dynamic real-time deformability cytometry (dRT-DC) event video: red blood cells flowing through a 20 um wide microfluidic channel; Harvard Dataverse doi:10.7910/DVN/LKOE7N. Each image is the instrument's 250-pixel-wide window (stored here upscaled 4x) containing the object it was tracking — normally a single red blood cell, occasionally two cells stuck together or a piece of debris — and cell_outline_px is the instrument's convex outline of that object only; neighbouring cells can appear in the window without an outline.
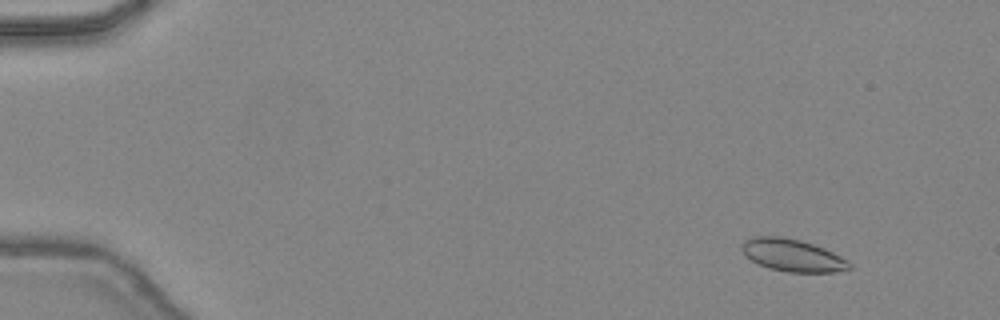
{"species": "common noctule bat (a hibernating species)", "species_latin": "Nyctalus noctula", "temperature_condition": "warm", "stored_images_in_passage": 48, "camera_frame_rate_fps": 3000, "um_per_image_px": 0.085, "animal": {"sex": "female", "body_mass_g": 24.6, "forearm_length_mm": 56.2}, "frame": {"image": 1, "passage_image": 6, "time_ms": 1.667, "image_size_px": [1000, 320], "cell_outline_px": [[852, 268], [836, 272], [788, 272], [768, 268], [744, 256], [740, 248], [740, 244], [744, 240], [752, 236], [780, 236], [800, 240], [824, 248], [848, 260], [852, 264]], "centroid_in_image_um": [67.33, 21.69], "position_along_channel_um": 17.7, "area_um2": 20.46}}
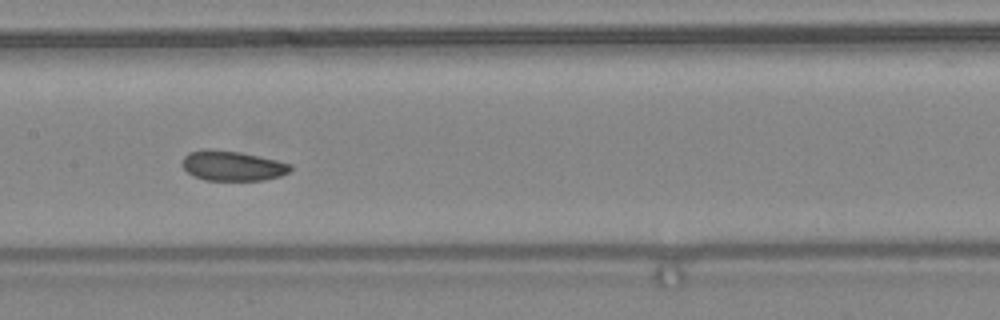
{"frame": {"image": 2, "passage_image": 26, "time_ms": 8.333, "image_size_px": [1000, 320], "cell_outline_px": [[292, 168], [288, 172], [280, 176], [264, 180], [204, 180], [192, 176], [184, 168], [184, 156], [188, 152], [204, 148], [208, 148], [240, 152], [260, 156], [292, 164]], "centroid_in_image_um": [19.75, 14.08], "position_along_channel_um": 187.7, "area_um2": 18.96}}
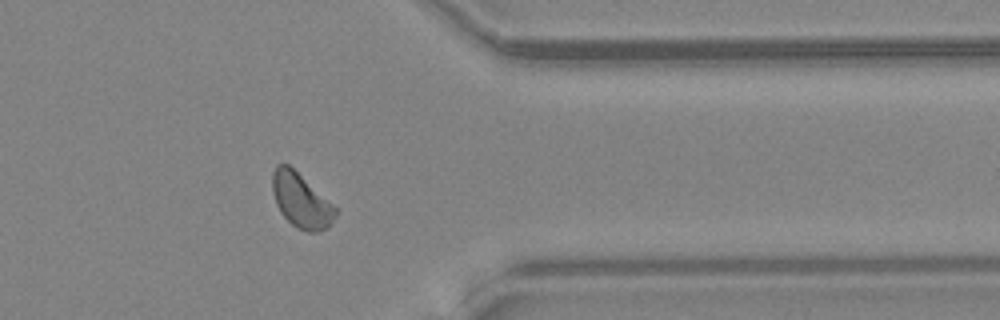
{"frame": {"image": 3, "passage_image": 40, "time_ms": 13.0, "image_size_px": [1000, 320], "cell_outline_px": [[336, 216], [320, 232], [308, 232], [296, 228], [280, 212], [276, 204], [272, 192], [272, 172], [276, 164], [288, 164], [332, 204], [336, 208]], "centroid_in_image_um": [25.54, 17.04], "position_along_channel_um": 385.9, "area_um2": 19.59}, "authors_computed_cell_mechanics": {"area_um2": 19.7387, "velocity_mm_per_s": 4.4579, "shape_relaxation_time_tau1_ms": 3.2117, "shape_relaxation_time_tau2_ms": 4.1423, "deformation_change_tau1": 0.0564, "deformation_change_tau2": 0.0904}}